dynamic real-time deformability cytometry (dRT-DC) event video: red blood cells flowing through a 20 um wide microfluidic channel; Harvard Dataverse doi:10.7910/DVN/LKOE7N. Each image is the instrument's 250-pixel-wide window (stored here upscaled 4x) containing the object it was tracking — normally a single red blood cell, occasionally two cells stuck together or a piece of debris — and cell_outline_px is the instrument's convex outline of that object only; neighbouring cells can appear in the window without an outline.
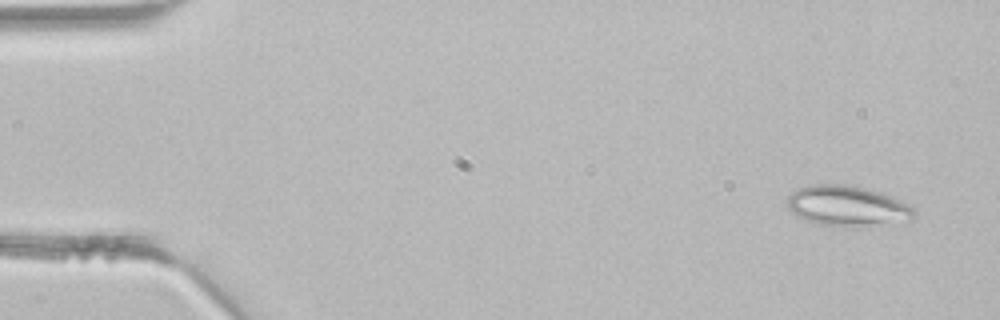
{"species": "common noctule bat (a hibernating species)", "species_latin": "Nyctalus noctula", "temperature_condition": "room temperature", "stored_images_in_passage": 4, "camera_frame_rate_fps": 3000, "um_per_image_px": 0.085, "animal": {"sex": "male", "body_mass_g": 21.5, "forearm_length_mm": 52.0}, "frame": {"image": 1, "passage_image": 1, "time_ms": 0.0, "image_size_px": [1000, 320], "cell_outline_px": [[916, 216], [912, 220], [856, 228], [820, 224], [808, 220], [792, 212], [788, 208], [788, 196], [792, 192], [800, 188], [812, 184], [844, 184], [864, 188], [880, 192], [892, 196], [916, 208]], "centroid_in_image_um": [72.09, 17.52], "position_along_channel_um": 12.9, "area_um2": 30.06}}